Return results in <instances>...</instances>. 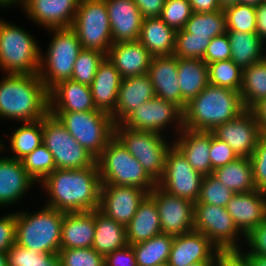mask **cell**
Returning <instances> with one entry per match:
<instances>
[{
    "mask_svg": "<svg viewBox=\"0 0 266 266\" xmlns=\"http://www.w3.org/2000/svg\"><path fill=\"white\" fill-rule=\"evenodd\" d=\"M143 18L160 17L165 0H134Z\"/></svg>",
    "mask_w": 266,
    "mask_h": 266,
    "instance_id": "55",
    "label": "cell"
},
{
    "mask_svg": "<svg viewBox=\"0 0 266 266\" xmlns=\"http://www.w3.org/2000/svg\"><path fill=\"white\" fill-rule=\"evenodd\" d=\"M0 266H8L6 252H0Z\"/></svg>",
    "mask_w": 266,
    "mask_h": 266,
    "instance_id": "62",
    "label": "cell"
},
{
    "mask_svg": "<svg viewBox=\"0 0 266 266\" xmlns=\"http://www.w3.org/2000/svg\"><path fill=\"white\" fill-rule=\"evenodd\" d=\"M47 52L41 51L39 77L49 91L57 83L71 79L75 60L83 49L71 28H54Z\"/></svg>",
    "mask_w": 266,
    "mask_h": 266,
    "instance_id": "8",
    "label": "cell"
},
{
    "mask_svg": "<svg viewBox=\"0 0 266 266\" xmlns=\"http://www.w3.org/2000/svg\"><path fill=\"white\" fill-rule=\"evenodd\" d=\"M239 158L234 150L211 133L210 160L212 169L229 164Z\"/></svg>",
    "mask_w": 266,
    "mask_h": 266,
    "instance_id": "50",
    "label": "cell"
},
{
    "mask_svg": "<svg viewBox=\"0 0 266 266\" xmlns=\"http://www.w3.org/2000/svg\"><path fill=\"white\" fill-rule=\"evenodd\" d=\"M106 57L124 79L147 74L153 56L136 40L112 44Z\"/></svg>",
    "mask_w": 266,
    "mask_h": 266,
    "instance_id": "25",
    "label": "cell"
},
{
    "mask_svg": "<svg viewBox=\"0 0 266 266\" xmlns=\"http://www.w3.org/2000/svg\"><path fill=\"white\" fill-rule=\"evenodd\" d=\"M240 95L246 110L266 98V58L242 69Z\"/></svg>",
    "mask_w": 266,
    "mask_h": 266,
    "instance_id": "37",
    "label": "cell"
},
{
    "mask_svg": "<svg viewBox=\"0 0 266 266\" xmlns=\"http://www.w3.org/2000/svg\"><path fill=\"white\" fill-rule=\"evenodd\" d=\"M231 59V47L227 32L211 39L202 59L207 65L216 61Z\"/></svg>",
    "mask_w": 266,
    "mask_h": 266,
    "instance_id": "49",
    "label": "cell"
},
{
    "mask_svg": "<svg viewBox=\"0 0 266 266\" xmlns=\"http://www.w3.org/2000/svg\"><path fill=\"white\" fill-rule=\"evenodd\" d=\"M71 28L83 49L107 55L113 42L105 0H80Z\"/></svg>",
    "mask_w": 266,
    "mask_h": 266,
    "instance_id": "11",
    "label": "cell"
},
{
    "mask_svg": "<svg viewBox=\"0 0 266 266\" xmlns=\"http://www.w3.org/2000/svg\"><path fill=\"white\" fill-rule=\"evenodd\" d=\"M8 266H56L58 253H40L14 244L7 252Z\"/></svg>",
    "mask_w": 266,
    "mask_h": 266,
    "instance_id": "43",
    "label": "cell"
},
{
    "mask_svg": "<svg viewBox=\"0 0 266 266\" xmlns=\"http://www.w3.org/2000/svg\"><path fill=\"white\" fill-rule=\"evenodd\" d=\"M56 266H63L61 263L58 262V264Z\"/></svg>",
    "mask_w": 266,
    "mask_h": 266,
    "instance_id": "66",
    "label": "cell"
},
{
    "mask_svg": "<svg viewBox=\"0 0 266 266\" xmlns=\"http://www.w3.org/2000/svg\"><path fill=\"white\" fill-rule=\"evenodd\" d=\"M245 239L250 247L244 255L266 256V219L255 227Z\"/></svg>",
    "mask_w": 266,
    "mask_h": 266,
    "instance_id": "51",
    "label": "cell"
},
{
    "mask_svg": "<svg viewBox=\"0 0 266 266\" xmlns=\"http://www.w3.org/2000/svg\"><path fill=\"white\" fill-rule=\"evenodd\" d=\"M149 193L133 186L101 185L99 210L126 226Z\"/></svg>",
    "mask_w": 266,
    "mask_h": 266,
    "instance_id": "18",
    "label": "cell"
},
{
    "mask_svg": "<svg viewBox=\"0 0 266 266\" xmlns=\"http://www.w3.org/2000/svg\"><path fill=\"white\" fill-rule=\"evenodd\" d=\"M48 193L46 206L65 213L99 209L100 174L97 163L81 169H55L42 182Z\"/></svg>",
    "mask_w": 266,
    "mask_h": 266,
    "instance_id": "1",
    "label": "cell"
},
{
    "mask_svg": "<svg viewBox=\"0 0 266 266\" xmlns=\"http://www.w3.org/2000/svg\"><path fill=\"white\" fill-rule=\"evenodd\" d=\"M155 97L154 87L148 73L122 79L115 112L111 115L114 123H121L137 107Z\"/></svg>",
    "mask_w": 266,
    "mask_h": 266,
    "instance_id": "27",
    "label": "cell"
},
{
    "mask_svg": "<svg viewBox=\"0 0 266 266\" xmlns=\"http://www.w3.org/2000/svg\"><path fill=\"white\" fill-rule=\"evenodd\" d=\"M65 212L46 206L37 213H16L15 243L40 253H59Z\"/></svg>",
    "mask_w": 266,
    "mask_h": 266,
    "instance_id": "4",
    "label": "cell"
},
{
    "mask_svg": "<svg viewBox=\"0 0 266 266\" xmlns=\"http://www.w3.org/2000/svg\"><path fill=\"white\" fill-rule=\"evenodd\" d=\"M21 163L36 183L42 182L56 169L52 153L43 143L22 158Z\"/></svg>",
    "mask_w": 266,
    "mask_h": 266,
    "instance_id": "42",
    "label": "cell"
},
{
    "mask_svg": "<svg viewBox=\"0 0 266 266\" xmlns=\"http://www.w3.org/2000/svg\"><path fill=\"white\" fill-rule=\"evenodd\" d=\"M159 234H161V225L158 209L154 199L148 194L126 225L127 243L135 245Z\"/></svg>",
    "mask_w": 266,
    "mask_h": 266,
    "instance_id": "31",
    "label": "cell"
},
{
    "mask_svg": "<svg viewBox=\"0 0 266 266\" xmlns=\"http://www.w3.org/2000/svg\"><path fill=\"white\" fill-rule=\"evenodd\" d=\"M226 209L245 239V236L266 219V193L261 190L235 193Z\"/></svg>",
    "mask_w": 266,
    "mask_h": 266,
    "instance_id": "21",
    "label": "cell"
},
{
    "mask_svg": "<svg viewBox=\"0 0 266 266\" xmlns=\"http://www.w3.org/2000/svg\"><path fill=\"white\" fill-rule=\"evenodd\" d=\"M172 122L180 133L184 128L183 110L172 102L155 97L137 107L121 124L132 129L161 134Z\"/></svg>",
    "mask_w": 266,
    "mask_h": 266,
    "instance_id": "15",
    "label": "cell"
},
{
    "mask_svg": "<svg viewBox=\"0 0 266 266\" xmlns=\"http://www.w3.org/2000/svg\"><path fill=\"white\" fill-rule=\"evenodd\" d=\"M253 168V179L257 190L266 193V134H263L250 156Z\"/></svg>",
    "mask_w": 266,
    "mask_h": 266,
    "instance_id": "48",
    "label": "cell"
},
{
    "mask_svg": "<svg viewBox=\"0 0 266 266\" xmlns=\"http://www.w3.org/2000/svg\"><path fill=\"white\" fill-rule=\"evenodd\" d=\"M148 75L156 97L185 109L186 104L181 99L178 83V58L175 55L152 57Z\"/></svg>",
    "mask_w": 266,
    "mask_h": 266,
    "instance_id": "23",
    "label": "cell"
},
{
    "mask_svg": "<svg viewBox=\"0 0 266 266\" xmlns=\"http://www.w3.org/2000/svg\"><path fill=\"white\" fill-rule=\"evenodd\" d=\"M178 83L187 104L209 84L208 65L202 59L178 58Z\"/></svg>",
    "mask_w": 266,
    "mask_h": 266,
    "instance_id": "34",
    "label": "cell"
},
{
    "mask_svg": "<svg viewBox=\"0 0 266 266\" xmlns=\"http://www.w3.org/2000/svg\"><path fill=\"white\" fill-rule=\"evenodd\" d=\"M2 149L6 148L0 140V152ZM33 184L35 180L24 169L21 160L0 158V206L18 202Z\"/></svg>",
    "mask_w": 266,
    "mask_h": 266,
    "instance_id": "24",
    "label": "cell"
},
{
    "mask_svg": "<svg viewBox=\"0 0 266 266\" xmlns=\"http://www.w3.org/2000/svg\"><path fill=\"white\" fill-rule=\"evenodd\" d=\"M18 4L20 3V5H22L21 7H23V5L26 3V0H0V8L2 6V8H8L11 7V5L13 4Z\"/></svg>",
    "mask_w": 266,
    "mask_h": 266,
    "instance_id": "60",
    "label": "cell"
},
{
    "mask_svg": "<svg viewBox=\"0 0 266 266\" xmlns=\"http://www.w3.org/2000/svg\"><path fill=\"white\" fill-rule=\"evenodd\" d=\"M209 84L240 92L242 69L231 59L208 64Z\"/></svg>",
    "mask_w": 266,
    "mask_h": 266,
    "instance_id": "40",
    "label": "cell"
},
{
    "mask_svg": "<svg viewBox=\"0 0 266 266\" xmlns=\"http://www.w3.org/2000/svg\"><path fill=\"white\" fill-rule=\"evenodd\" d=\"M115 137L156 181L162 177L166 153L171 144L156 132L136 130L115 124Z\"/></svg>",
    "mask_w": 266,
    "mask_h": 266,
    "instance_id": "10",
    "label": "cell"
},
{
    "mask_svg": "<svg viewBox=\"0 0 266 266\" xmlns=\"http://www.w3.org/2000/svg\"><path fill=\"white\" fill-rule=\"evenodd\" d=\"M106 55L96 50L82 49L75 60L71 79L90 86Z\"/></svg>",
    "mask_w": 266,
    "mask_h": 266,
    "instance_id": "44",
    "label": "cell"
},
{
    "mask_svg": "<svg viewBox=\"0 0 266 266\" xmlns=\"http://www.w3.org/2000/svg\"><path fill=\"white\" fill-rule=\"evenodd\" d=\"M49 111L84 112L97 110L91 88L72 79L57 83L49 91Z\"/></svg>",
    "mask_w": 266,
    "mask_h": 266,
    "instance_id": "26",
    "label": "cell"
},
{
    "mask_svg": "<svg viewBox=\"0 0 266 266\" xmlns=\"http://www.w3.org/2000/svg\"><path fill=\"white\" fill-rule=\"evenodd\" d=\"M219 252L207 236L192 231L174 237L168 263L169 266H188L198 262H215Z\"/></svg>",
    "mask_w": 266,
    "mask_h": 266,
    "instance_id": "20",
    "label": "cell"
},
{
    "mask_svg": "<svg viewBox=\"0 0 266 266\" xmlns=\"http://www.w3.org/2000/svg\"><path fill=\"white\" fill-rule=\"evenodd\" d=\"M174 236L159 234L142 243L132 245L137 266H155L168 261Z\"/></svg>",
    "mask_w": 266,
    "mask_h": 266,
    "instance_id": "38",
    "label": "cell"
},
{
    "mask_svg": "<svg viewBox=\"0 0 266 266\" xmlns=\"http://www.w3.org/2000/svg\"><path fill=\"white\" fill-rule=\"evenodd\" d=\"M227 31L256 33V6L235 3L223 8Z\"/></svg>",
    "mask_w": 266,
    "mask_h": 266,
    "instance_id": "41",
    "label": "cell"
},
{
    "mask_svg": "<svg viewBox=\"0 0 266 266\" xmlns=\"http://www.w3.org/2000/svg\"><path fill=\"white\" fill-rule=\"evenodd\" d=\"M171 144L166 153L164 172L157 186L171 195L196 203L204 176L193 169L173 142Z\"/></svg>",
    "mask_w": 266,
    "mask_h": 266,
    "instance_id": "14",
    "label": "cell"
},
{
    "mask_svg": "<svg viewBox=\"0 0 266 266\" xmlns=\"http://www.w3.org/2000/svg\"><path fill=\"white\" fill-rule=\"evenodd\" d=\"M80 0H26V16L46 29L69 28Z\"/></svg>",
    "mask_w": 266,
    "mask_h": 266,
    "instance_id": "19",
    "label": "cell"
},
{
    "mask_svg": "<svg viewBox=\"0 0 266 266\" xmlns=\"http://www.w3.org/2000/svg\"><path fill=\"white\" fill-rule=\"evenodd\" d=\"M256 33L262 42H266V4L256 6Z\"/></svg>",
    "mask_w": 266,
    "mask_h": 266,
    "instance_id": "57",
    "label": "cell"
},
{
    "mask_svg": "<svg viewBox=\"0 0 266 266\" xmlns=\"http://www.w3.org/2000/svg\"><path fill=\"white\" fill-rule=\"evenodd\" d=\"M226 32L223 9L193 12L185 27L176 32L173 55L181 59H203L211 39Z\"/></svg>",
    "mask_w": 266,
    "mask_h": 266,
    "instance_id": "9",
    "label": "cell"
},
{
    "mask_svg": "<svg viewBox=\"0 0 266 266\" xmlns=\"http://www.w3.org/2000/svg\"><path fill=\"white\" fill-rule=\"evenodd\" d=\"M95 233V210L65 213L60 249L92 248Z\"/></svg>",
    "mask_w": 266,
    "mask_h": 266,
    "instance_id": "30",
    "label": "cell"
},
{
    "mask_svg": "<svg viewBox=\"0 0 266 266\" xmlns=\"http://www.w3.org/2000/svg\"><path fill=\"white\" fill-rule=\"evenodd\" d=\"M238 3L258 6L263 3V0H238Z\"/></svg>",
    "mask_w": 266,
    "mask_h": 266,
    "instance_id": "61",
    "label": "cell"
},
{
    "mask_svg": "<svg viewBox=\"0 0 266 266\" xmlns=\"http://www.w3.org/2000/svg\"><path fill=\"white\" fill-rule=\"evenodd\" d=\"M155 266H169L168 261L160 263V264H156Z\"/></svg>",
    "mask_w": 266,
    "mask_h": 266,
    "instance_id": "65",
    "label": "cell"
},
{
    "mask_svg": "<svg viewBox=\"0 0 266 266\" xmlns=\"http://www.w3.org/2000/svg\"><path fill=\"white\" fill-rule=\"evenodd\" d=\"M43 144L52 153L56 169H81L96 164V158L50 113L43 118Z\"/></svg>",
    "mask_w": 266,
    "mask_h": 266,
    "instance_id": "12",
    "label": "cell"
},
{
    "mask_svg": "<svg viewBox=\"0 0 266 266\" xmlns=\"http://www.w3.org/2000/svg\"><path fill=\"white\" fill-rule=\"evenodd\" d=\"M105 266H137L132 245L127 244L105 256Z\"/></svg>",
    "mask_w": 266,
    "mask_h": 266,
    "instance_id": "53",
    "label": "cell"
},
{
    "mask_svg": "<svg viewBox=\"0 0 266 266\" xmlns=\"http://www.w3.org/2000/svg\"><path fill=\"white\" fill-rule=\"evenodd\" d=\"M188 266H214V262H198L189 264Z\"/></svg>",
    "mask_w": 266,
    "mask_h": 266,
    "instance_id": "64",
    "label": "cell"
},
{
    "mask_svg": "<svg viewBox=\"0 0 266 266\" xmlns=\"http://www.w3.org/2000/svg\"><path fill=\"white\" fill-rule=\"evenodd\" d=\"M214 266H249L247 257L241 251H220Z\"/></svg>",
    "mask_w": 266,
    "mask_h": 266,
    "instance_id": "54",
    "label": "cell"
},
{
    "mask_svg": "<svg viewBox=\"0 0 266 266\" xmlns=\"http://www.w3.org/2000/svg\"><path fill=\"white\" fill-rule=\"evenodd\" d=\"M212 175L234 193L257 190L250 158L239 157L229 164L214 169Z\"/></svg>",
    "mask_w": 266,
    "mask_h": 266,
    "instance_id": "35",
    "label": "cell"
},
{
    "mask_svg": "<svg viewBox=\"0 0 266 266\" xmlns=\"http://www.w3.org/2000/svg\"><path fill=\"white\" fill-rule=\"evenodd\" d=\"M121 81L120 73L105 57L90 85L93 102L98 110L110 115L115 112Z\"/></svg>",
    "mask_w": 266,
    "mask_h": 266,
    "instance_id": "29",
    "label": "cell"
},
{
    "mask_svg": "<svg viewBox=\"0 0 266 266\" xmlns=\"http://www.w3.org/2000/svg\"><path fill=\"white\" fill-rule=\"evenodd\" d=\"M250 111L253 113L261 133L266 134V98L257 102Z\"/></svg>",
    "mask_w": 266,
    "mask_h": 266,
    "instance_id": "58",
    "label": "cell"
},
{
    "mask_svg": "<svg viewBox=\"0 0 266 266\" xmlns=\"http://www.w3.org/2000/svg\"><path fill=\"white\" fill-rule=\"evenodd\" d=\"M58 254L63 266H105V257L93 248L60 249Z\"/></svg>",
    "mask_w": 266,
    "mask_h": 266,
    "instance_id": "46",
    "label": "cell"
},
{
    "mask_svg": "<svg viewBox=\"0 0 266 266\" xmlns=\"http://www.w3.org/2000/svg\"><path fill=\"white\" fill-rule=\"evenodd\" d=\"M49 113V95L39 74H7L0 81V121L36 122Z\"/></svg>",
    "mask_w": 266,
    "mask_h": 266,
    "instance_id": "2",
    "label": "cell"
},
{
    "mask_svg": "<svg viewBox=\"0 0 266 266\" xmlns=\"http://www.w3.org/2000/svg\"><path fill=\"white\" fill-rule=\"evenodd\" d=\"M26 30L0 19V68L7 74H39L41 49Z\"/></svg>",
    "mask_w": 266,
    "mask_h": 266,
    "instance_id": "7",
    "label": "cell"
},
{
    "mask_svg": "<svg viewBox=\"0 0 266 266\" xmlns=\"http://www.w3.org/2000/svg\"><path fill=\"white\" fill-rule=\"evenodd\" d=\"M70 135L96 159L115 137V123L110 114L101 111H49Z\"/></svg>",
    "mask_w": 266,
    "mask_h": 266,
    "instance_id": "6",
    "label": "cell"
},
{
    "mask_svg": "<svg viewBox=\"0 0 266 266\" xmlns=\"http://www.w3.org/2000/svg\"><path fill=\"white\" fill-rule=\"evenodd\" d=\"M9 138L14 153L10 158L21 160L43 143V119L24 123Z\"/></svg>",
    "mask_w": 266,
    "mask_h": 266,
    "instance_id": "39",
    "label": "cell"
},
{
    "mask_svg": "<svg viewBox=\"0 0 266 266\" xmlns=\"http://www.w3.org/2000/svg\"><path fill=\"white\" fill-rule=\"evenodd\" d=\"M194 231L203 233L220 251H241L242 232L235 226L226 207L194 204ZM238 238V240H237Z\"/></svg>",
    "mask_w": 266,
    "mask_h": 266,
    "instance_id": "13",
    "label": "cell"
},
{
    "mask_svg": "<svg viewBox=\"0 0 266 266\" xmlns=\"http://www.w3.org/2000/svg\"><path fill=\"white\" fill-rule=\"evenodd\" d=\"M176 32L160 17L144 18L138 41L153 57L169 56L174 53Z\"/></svg>",
    "mask_w": 266,
    "mask_h": 266,
    "instance_id": "32",
    "label": "cell"
},
{
    "mask_svg": "<svg viewBox=\"0 0 266 266\" xmlns=\"http://www.w3.org/2000/svg\"><path fill=\"white\" fill-rule=\"evenodd\" d=\"M193 11L189 0H165L160 18L174 30H182Z\"/></svg>",
    "mask_w": 266,
    "mask_h": 266,
    "instance_id": "47",
    "label": "cell"
},
{
    "mask_svg": "<svg viewBox=\"0 0 266 266\" xmlns=\"http://www.w3.org/2000/svg\"><path fill=\"white\" fill-rule=\"evenodd\" d=\"M193 12H212L222 10L219 0H189Z\"/></svg>",
    "mask_w": 266,
    "mask_h": 266,
    "instance_id": "56",
    "label": "cell"
},
{
    "mask_svg": "<svg viewBox=\"0 0 266 266\" xmlns=\"http://www.w3.org/2000/svg\"><path fill=\"white\" fill-rule=\"evenodd\" d=\"M235 193L223 185L212 174L204 176L201 182L200 194L194 204H209L226 207Z\"/></svg>",
    "mask_w": 266,
    "mask_h": 266,
    "instance_id": "45",
    "label": "cell"
},
{
    "mask_svg": "<svg viewBox=\"0 0 266 266\" xmlns=\"http://www.w3.org/2000/svg\"><path fill=\"white\" fill-rule=\"evenodd\" d=\"M231 47V60L241 69L266 58L264 43L257 33L227 31Z\"/></svg>",
    "mask_w": 266,
    "mask_h": 266,
    "instance_id": "36",
    "label": "cell"
},
{
    "mask_svg": "<svg viewBox=\"0 0 266 266\" xmlns=\"http://www.w3.org/2000/svg\"><path fill=\"white\" fill-rule=\"evenodd\" d=\"M221 6L224 8L225 6L238 3V0H219Z\"/></svg>",
    "mask_w": 266,
    "mask_h": 266,
    "instance_id": "63",
    "label": "cell"
},
{
    "mask_svg": "<svg viewBox=\"0 0 266 266\" xmlns=\"http://www.w3.org/2000/svg\"><path fill=\"white\" fill-rule=\"evenodd\" d=\"M126 226L95 210V233L92 248L104 257L126 246Z\"/></svg>",
    "mask_w": 266,
    "mask_h": 266,
    "instance_id": "33",
    "label": "cell"
},
{
    "mask_svg": "<svg viewBox=\"0 0 266 266\" xmlns=\"http://www.w3.org/2000/svg\"><path fill=\"white\" fill-rule=\"evenodd\" d=\"M249 261V266H266V256L245 255Z\"/></svg>",
    "mask_w": 266,
    "mask_h": 266,
    "instance_id": "59",
    "label": "cell"
},
{
    "mask_svg": "<svg viewBox=\"0 0 266 266\" xmlns=\"http://www.w3.org/2000/svg\"><path fill=\"white\" fill-rule=\"evenodd\" d=\"M96 163L101 185L133 186L148 193L157 185L116 137L107 144Z\"/></svg>",
    "mask_w": 266,
    "mask_h": 266,
    "instance_id": "5",
    "label": "cell"
},
{
    "mask_svg": "<svg viewBox=\"0 0 266 266\" xmlns=\"http://www.w3.org/2000/svg\"><path fill=\"white\" fill-rule=\"evenodd\" d=\"M16 212L0 218V252H7L15 244Z\"/></svg>",
    "mask_w": 266,
    "mask_h": 266,
    "instance_id": "52",
    "label": "cell"
},
{
    "mask_svg": "<svg viewBox=\"0 0 266 266\" xmlns=\"http://www.w3.org/2000/svg\"><path fill=\"white\" fill-rule=\"evenodd\" d=\"M105 3L113 44L138 40L144 18L134 0H105Z\"/></svg>",
    "mask_w": 266,
    "mask_h": 266,
    "instance_id": "22",
    "label": "cell"
},
{
    "mask_svg": "<svg viewBox=\"0 0 266 266\" xmlns=\"http://www.w3.org/2000/svg\"><path fill=\"white\" fill-rule=\"evenodd\" d=\"M245 110L240 92L208 84L186 104L183 125L188 130L211 132Z\"/></svg>",
    "mask_w": 266,
    "mask_h": 266,
    "instance_id": "3",
    "label": "cell"
},
{
    "mask_svg": "<svg viewBox=\"0 0 266 266\" xmlns=\"http://www.w3.org/2000/svg\"><path fill=\"white\" fill-rule=\"evenodd\" d=\"M149 195L158 209L161 233L175 237L194 231L193 202L171 195L157 185Z\"/></svg>",
    "mask_w": 266,
    "mask_h": 266,
    "instance_id": "16",
    "label": "cell"
},
{
    "mask_svg": "<svg viewBox=\"0 0 266 266\" xmlns=\"http://www.w3.org/2000/svg\"><path fill=\"white\" fill-rule=\"evenodd\" d=\"M173 144L182 152L193 169L203 176L213 173L210 160L211 132L183 128Z\"/></svg>",
    "mask_w": 266,
    "mask_h": 266,
    "instance_id": "28",
    "label": "cell"
},
{
    "mask_svg": "<svg viewBox=\"0 0 266 266\" xmlns=\"http://www.w3.org/2000/svg\"><path fill=\"white\" fill-rule=\"evenodd\" d=\"M211 133L225 141L238 157L244 158H250L263 135L250 110H245L234 120L217 125Z\"/></svg>",
    "mask_w": 266,
    "mask_h": 266,
    "instance_id": "17",
    "label": "cell"
}]
</instances>
